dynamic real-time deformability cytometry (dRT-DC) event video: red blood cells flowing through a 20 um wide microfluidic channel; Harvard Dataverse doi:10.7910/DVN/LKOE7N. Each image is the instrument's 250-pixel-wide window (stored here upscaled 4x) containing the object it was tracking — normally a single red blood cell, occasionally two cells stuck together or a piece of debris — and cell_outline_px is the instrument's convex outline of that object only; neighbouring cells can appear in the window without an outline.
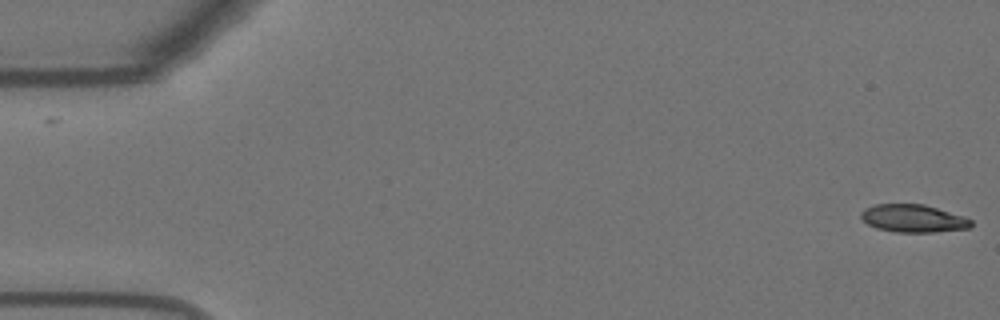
{"species": "Egyptian fruit bat (a non-hibernating species)", "species_latin": "Rousettus aegyptiacus", "temperature_condition": "warm", "stored_images_in_passage": 55, "camera_frame_rate_fps": 3000, "um_per_image_px": 0.085, "animal": {"sex": "female"}, "frame": {"image": 1, "passage_image": 1, "time_ms": 0.0, "image_size_px": [1000, 320], "cell_outline_px": [[972, 224], [968, 228], [936, 232], [896, 232], [876, 228], [868, 224], [860, 216], [860, 212], [864, 208], [876, 204], [924, 204], [964, 216], [972, 220]], "centroid_in_image_um": [77.61, 18.56], "position_along_channel_um": 7.4, "area_um2": 17.8}}
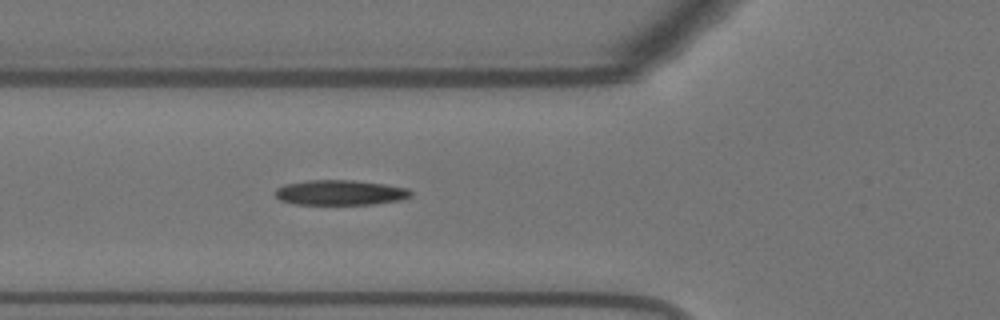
{"frame": {"image": 2, "passage_image": 20, "time_ms": 6.333, "image_size_px": [1000, 320], "cell_outline_px": [[412, 196], [400, 200], [372, 204], [296, 204], [280, 200], [276, 196], [276, 188], [284, 184], [308, 180], [352, 180], [384, 184], [408, 188], [412, 192]], "centroid_in_image_um": [28.92, 16.36], "position_along_channel_um": 96.9, "area_um2": 19.77}}
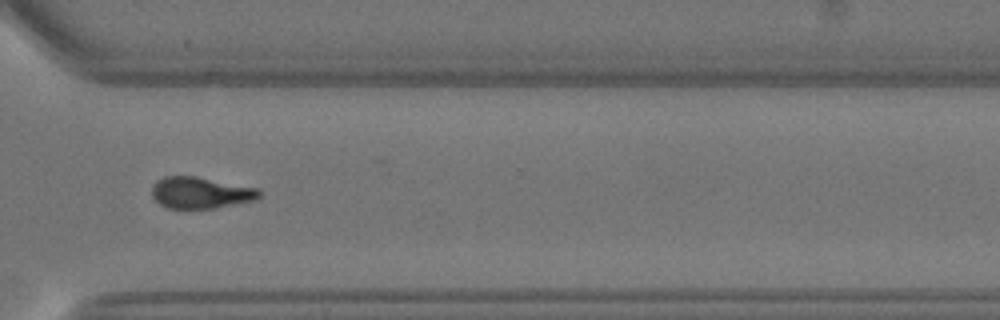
{"frame": {"image": 3, "passage_image": 41, "time_ms": 13.333, "image_size_px": [1000, 320], "cell_outline_px": [[260, 196], [252, 200], [212, 208], [168, 208], [160, 204], [152, 196], [152, 188], [156, 180], [164, 176], [196, 176], [260, 188]], "centroid_in_image_um": [17.03, 16.36], "position_along_channel_um": 353.6, "area_um2": 19.54}, "authors_computed_cell_mechanics": {"area_um2": 19.7098, "velocity_mm_per_s": 3.6639, "shape_relaxation_time_tau1_ms": 5.9365, "shape_relaxation_time_tau2_ms": 1.3927, "deformation_change_tau1": 0.1996, "deformation_change_tau2": 0.0862}}